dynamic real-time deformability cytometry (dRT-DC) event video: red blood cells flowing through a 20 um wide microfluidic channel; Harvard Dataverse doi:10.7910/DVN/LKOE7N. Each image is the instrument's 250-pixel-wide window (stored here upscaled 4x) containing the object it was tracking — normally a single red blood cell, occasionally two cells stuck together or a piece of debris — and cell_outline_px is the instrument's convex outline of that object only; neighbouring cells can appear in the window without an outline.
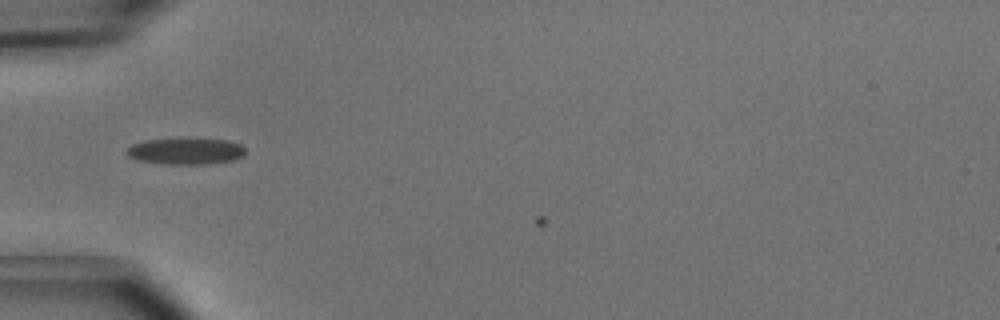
{"species": "common noctule bat (a hibernating species)", "species_latin": "Nyctalus noctula", "temperature_condition": "cold", "stored_images_in_passage": 5, "camera_frame_rate_fps": 3000, "um_per_image_px": 0.085, "animal": {"sex": "male", "body_mass_g": 15.6}, "frame": {"image": 1, "passage_image": 4, "time_ms": 1.0, "image_size_px": [1000, 320], "cell_outline_px": [[244, 156], [232, 160], [208, 164], [160, 164], [140, 160], [128, 156], [124, 152], [132, 144], [144, 140], [228, 140], [240, 144], [244, 148]], "centroid_in_image_um": [15.77, 12.88], "position_along_channel_um": 69.2, "area_um2": 17.86}}